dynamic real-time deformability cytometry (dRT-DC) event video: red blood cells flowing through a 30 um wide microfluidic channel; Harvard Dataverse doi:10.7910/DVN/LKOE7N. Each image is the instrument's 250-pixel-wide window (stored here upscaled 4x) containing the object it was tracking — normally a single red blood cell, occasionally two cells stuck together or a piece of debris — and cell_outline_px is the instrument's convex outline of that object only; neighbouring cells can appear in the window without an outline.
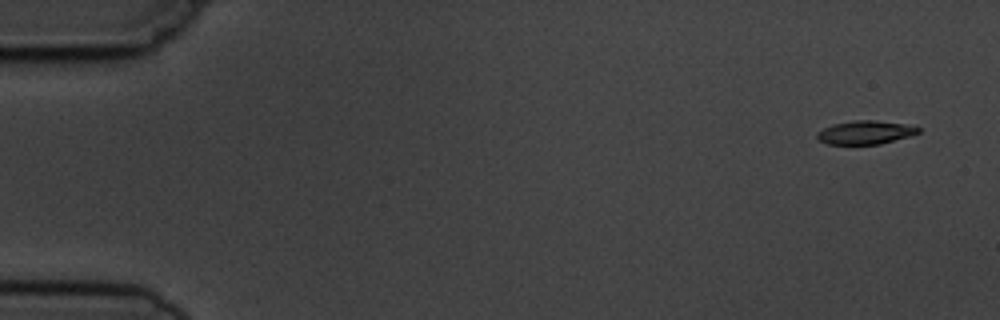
{"species": "common noctule bat (a hibernating species)", "species_latin": "Nyctalus noctula", "temperature_condition": "cold", "stored_images_in_passage": 4, "camera_frame_rate_fps": 3000, "um_per_image_px": 0.085, "animal": {"sex": "male", "body_mass_g": 19.5, "forearm_length_mm": 54.6}, "frame": {"image": 1, "passage_image": 1, "time_ms": 0.0, "image_size_px": [1000, 320], "cell_outline_px": [[920, 132], [908, 136], [880, 144], [828, 144], [820, 140], [816, 136], [816, 132], [832, 124], [856, 120], [876, 120], [904, 124], [920, 128]], "centroid_in_image_um": [73.52, 11.25], "position_along_channel_um": 11.5, "area_um2": 13.7}}
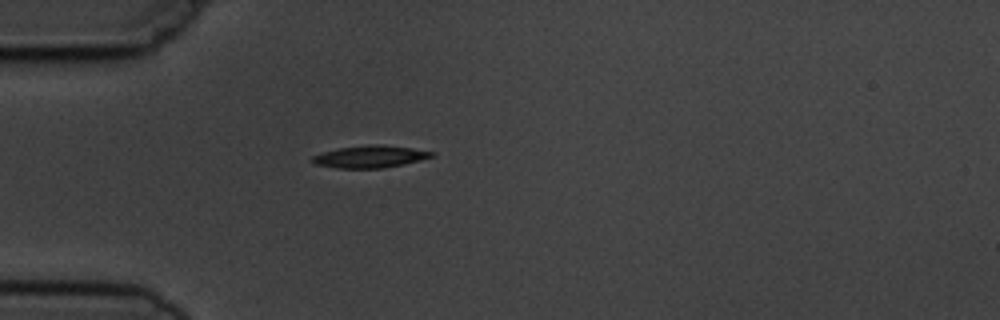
{"frame": {"image": 2, "passage_image": 4, "time_ms": 4.333, "image_size_px": [1000, 320], "cell_outline_px": [[436, 156], [404, 164], [384, 168], [336, 168], [316, 164], [312, 160], [312, 156], [324, 152], [340, 148], [368, 144], [376, 144], [412, 148], [436, 152]], "centroid_in_image_um": [31.51, 13.31], "position_along_channel_um": 53.5, "area_um2": 15.37}}